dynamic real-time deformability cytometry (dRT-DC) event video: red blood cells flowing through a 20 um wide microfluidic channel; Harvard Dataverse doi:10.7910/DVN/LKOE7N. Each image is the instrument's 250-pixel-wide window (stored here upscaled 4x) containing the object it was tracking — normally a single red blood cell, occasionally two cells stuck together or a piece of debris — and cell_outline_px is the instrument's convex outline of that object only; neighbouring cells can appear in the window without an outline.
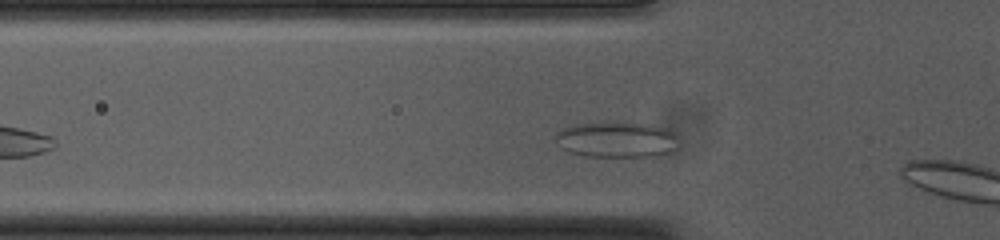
{"species": "common noctule bat (a hibernating species)", "species_latin": "Nyctalus noctula", "temperature_condition": "cold", "stored_images_in_passage": 6, "camera_frame_rate_fps": 3000, "um_per_image_px": 0.085, "animal": {"sex": "female", "body_mass_g": 23.0, "forearm_length_mm": 53.4}, "frame": {"image": 1, "passage_image": 5, "time_ms": 1.333, "image_size_px": [1000, 240], "cell_outline_px": [[676, 148], [668, 152], [652, 156], [584, 156], [568, 152], [560, 148], [552, 140], [552, 136], [564, 128], [572, 124], [604, 120], [624, 120], [652, 124], [668, 128], [676, 132]], "centroid_in_image_um": [52.34, 11.8], "position_along_channel_um": 73.5, "area_um2": 26.88}}